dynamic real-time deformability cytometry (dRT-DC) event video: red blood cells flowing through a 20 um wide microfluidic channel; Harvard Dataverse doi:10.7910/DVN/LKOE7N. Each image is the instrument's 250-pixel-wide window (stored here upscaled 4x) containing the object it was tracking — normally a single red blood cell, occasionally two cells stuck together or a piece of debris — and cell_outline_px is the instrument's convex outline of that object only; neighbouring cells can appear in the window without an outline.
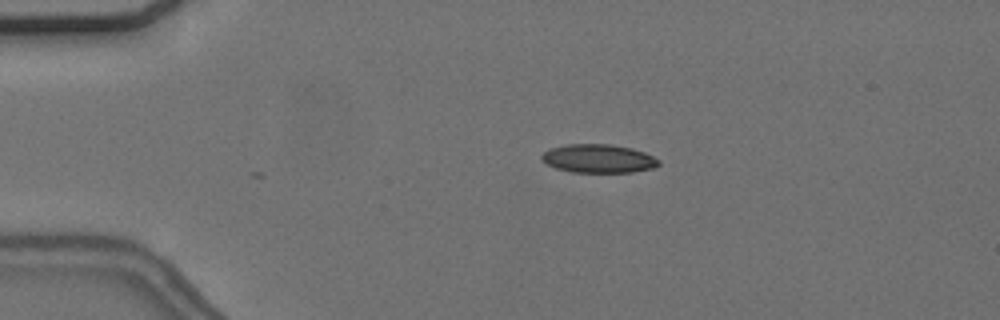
{"species": "common noctule bat (a hibernating species)", "species_latin": "Nyctalus noctula", "temperature_condition": "cold", "stored_images_in_passage": 40, "camera_frame_rate_fps": 3000, "um_per_image_px": 0.085, "animal": {"sex": "female", "body_mass_g": 24.6, "forearm_length_mm": 56.2}, "frame": {"image": 1, "passage_image": 6, "time_ms": 1.667, "image_size_px": [1000, 320], "cell_outline_px": [[660, 164], [652, 168], [632, 172], [572, 172], [556, 168], [540, 160], [540, 156], [544, 152], [552, 148], [564, 144], [612, 144], [632, 148], [644, 152], [660, 160]], "centroid_in_image_um": [50.86, 13.47], "position_along_channel_um": 34.1, "area_um2": 19.48}}
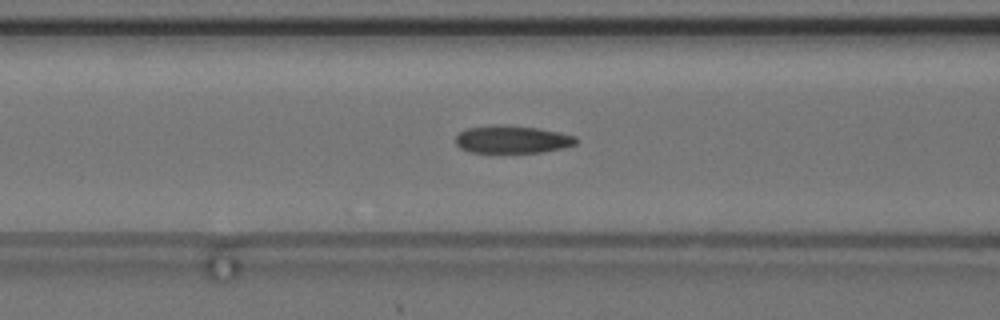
{"frame": {"image": 2, "passage_image": 17, "time_ms": 5.333, "image_size_px": [1000, 320], "cell_outline_px": [[580, 140], [576, 144], [564, 148], [544, 152], [472, 152], [460, 148], [456, 144], [456, 136], [460, 132], [468, 128], [492, 124], [500, 124], [536, 128], [560, 132], [576, 136]], "centroid_in_image_um": [43.58, 11.84], "position_along_channel_um": 123.0, "area_um2": 19.54}, "authors_computed_cell_mechanics": {"area_um2": 19.7387, "velocity_mm_per_s": 3.6888, "shape_relaxation_time_tau1_ms": 3.2308, "shape_relaxation_time_tau2_ms": 2.9659, "deformation_change_tau1": 0.1359, "deformation_change_tau2": 0.1123}}